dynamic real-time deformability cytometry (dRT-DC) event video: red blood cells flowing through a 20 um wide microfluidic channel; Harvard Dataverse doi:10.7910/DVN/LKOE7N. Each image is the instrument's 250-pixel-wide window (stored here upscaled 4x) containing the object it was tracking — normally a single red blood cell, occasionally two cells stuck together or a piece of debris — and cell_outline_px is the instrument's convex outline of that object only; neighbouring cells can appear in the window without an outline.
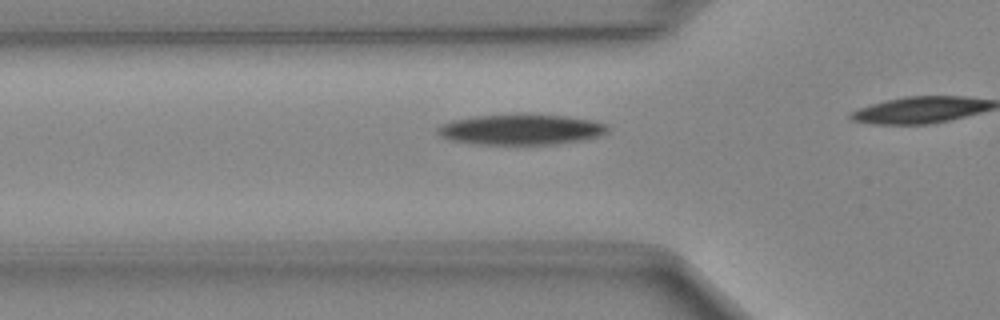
{"species": "Egyptian fruit bat (a non-hibernating species)", "species_latin": "Rousettus aegyptiacus", "temperature_condition": "cold", "stored_images_in_passage": 17, "camera_frame_rate_fps": 3000, "um_per_image_px": 0.085, "animal": {"sex": "female"}, "frame": {"image": 1, "passage_image": 12, "time_ms": 3.667, "image_size_px": [1000, 320], "cell_outline_px": [[608, 132], [600, 136], [580, 140], [556, 144], [476, 144], [448, 140], [440, 136], [436, 132], [436, 128], [440, 124], [452, 120], [476, 116], [524, 112], [568, 116], [592, 120], [608, 124]], "centroid_in_image_um": [44.27, 10.98], "position_along_channel_um": 81.5, "area_um2": 31.1}}
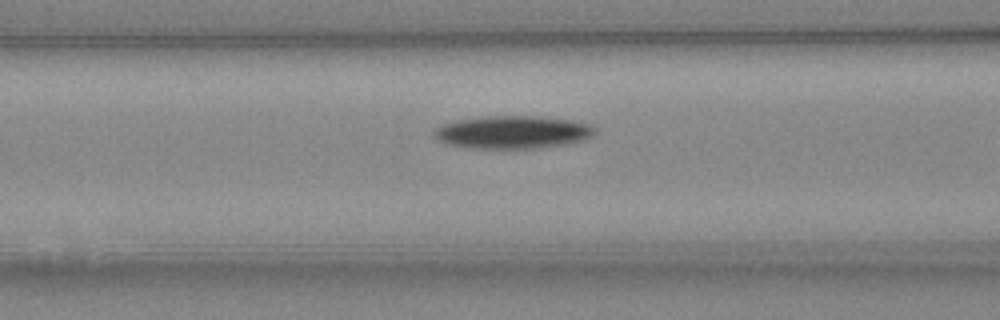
{"frame": {"image": 2, "passage_image": 15, "time_ms": 4.667, "image_size_px": [1000, 320], "cell_outline_px": [[596, 132], [592, 136], [584, 140], [564, 144], [532, 148], [468, 148], [444, 144], [432, 136], [432, 132], [440, 124], [456, 120], [484, 116], [544, 116], [572, 120], [592, 124], [596, 128]], "centroid_in_image_um": [43.54, 11.22], "position_along_channel_um": 123.1, "area_um2": 31.21}}